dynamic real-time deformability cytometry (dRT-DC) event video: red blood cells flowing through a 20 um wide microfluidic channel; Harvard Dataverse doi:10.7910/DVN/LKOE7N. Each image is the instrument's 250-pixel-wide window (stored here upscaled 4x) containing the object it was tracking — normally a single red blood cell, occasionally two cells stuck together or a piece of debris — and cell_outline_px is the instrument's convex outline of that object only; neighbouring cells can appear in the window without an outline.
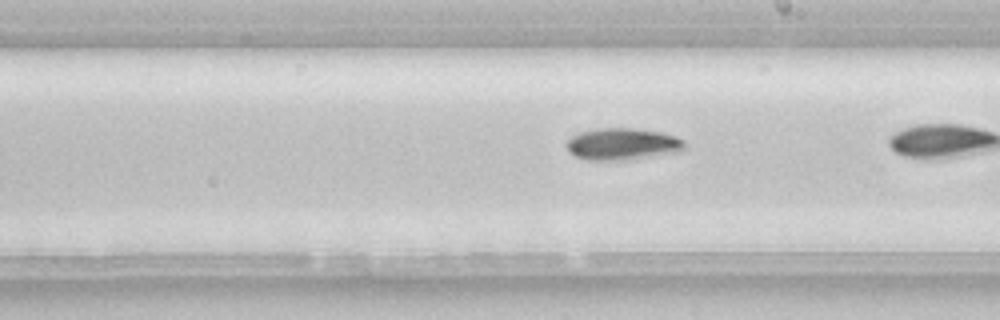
{"species": "common noctule bat (a hibernating species)", "species_latin": "Nyctalus noctula", "temperature_condition": "room temperature", "stored_images_in_passage": 36, "camera_frame_rate_fps": 3000, "um_per_image_px": 0.085, "animal": {"sex": "female", "body_mass_g": 22.7, "forearm_length_mm": 54.2}, "frame": {"image": 1, "passage_image": 25, "time_ms": 8.0, "image_size_px": [1000, 320], "cell_outline_px": [[684, 148], [680, 152], [632, 160], [584, 160], [568, 152], [564, 144], [572, 136], [580, 132], [596, 128], [632, 128], [660, 132], [676, 136], [684, 140]], "centroid_in_image_um": [52.89, 12.26], "position_along_channel_um": 236.1, "area_um2": 22.31}}